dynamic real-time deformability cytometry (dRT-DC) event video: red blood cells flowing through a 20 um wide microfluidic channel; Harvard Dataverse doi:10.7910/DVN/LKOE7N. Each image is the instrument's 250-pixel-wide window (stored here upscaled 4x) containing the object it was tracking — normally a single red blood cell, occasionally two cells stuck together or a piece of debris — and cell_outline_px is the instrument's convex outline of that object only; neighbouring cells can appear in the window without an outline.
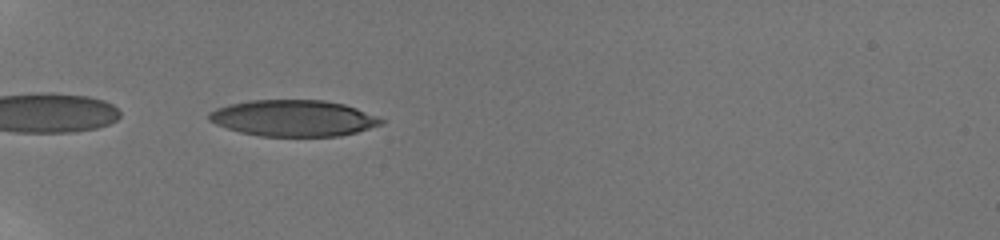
{"species": "human", "species_latin": "Homo sapiens", "temperature_condition": "room temperature", "stored_images_in_passage": 34, "camera_frame_rate_fps": 3000, "um_per_image_px": 0.085, "donor": {"sex": "male"}, "frame": {"image": 1, "passage_image": 1, "time_ms": 0.0, "image_size_px": [1000, 240], "cell_outline_px": [[384, 124], [356, 132], [340, 136], [260, 136], [240, 132], [216, 124], [208, 120], [208, 112], [216, 108], [228, 104], [248, 100], [324, 100], [344, 104], [356, 108], [376, 116], [384, 120]], "centroid_in_image_um": [24.92, 10.04], "position_along_channel_um": 60.1, "area_um2": 36.47}}
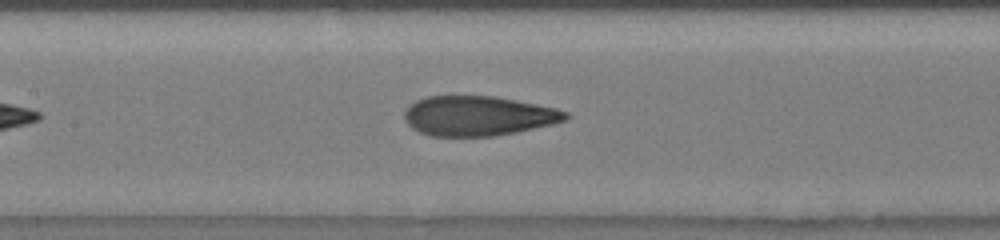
{"frame": {"image": 2, "passage_image": 11, "time_ms": 3.333, "image_size_px": [1000, 240], "cell_outline_px": [[572, 116], [568, 120], [552, 124], [516, 132], [492, 136], [432, 136], [420, 132], [412, 128], [404, 120], [404, 112], [416, 100], [428, 96], [496, 96], [556, 108], [568, 112]], "centroid_in_image_um": [40.68, 9.85], "position_along_channel_um": 166.7, "area_um2": 37.4}}
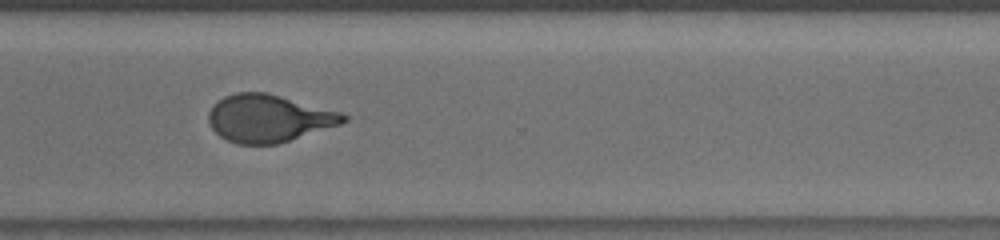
{"frame": {"image": 3, "passage_image": 25, "time_ms": 8.0, "image_size_px": [1000, 240], "cell_outline_px": [[348, 120], [340, 124], [276, 144], [236, 144], [220, 136], [212, 128], [208, 120], [208, 112], [224, 96], [236, 92], [268, 92], [340, 112], [348, 116]], "centroid_in_image_um": [22.83, 10.05], "position_along_channel_um": 347.8, "area_um2": 36.93}, "authors_computed_cell_mechanics": {"area_um2": 38.0035, "velocity_mm_per_s": 3.8967, "shape_relaxation_time_tau1_ms": 4.6905, "shape_relaxation_time_tau2_ms": 0.9774, "deformation_change_tau1": 0.2106, "deformation_change_tau2": 0.0913}}